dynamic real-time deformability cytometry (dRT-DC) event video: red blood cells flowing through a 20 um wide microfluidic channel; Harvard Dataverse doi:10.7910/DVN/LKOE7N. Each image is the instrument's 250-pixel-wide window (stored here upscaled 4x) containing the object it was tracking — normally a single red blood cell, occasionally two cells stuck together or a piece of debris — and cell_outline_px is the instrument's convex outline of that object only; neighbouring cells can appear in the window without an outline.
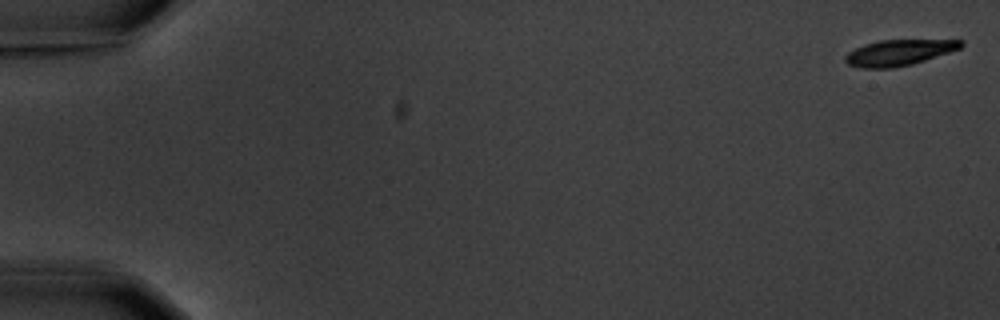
{"species": "common noctule bat (a hibernating species)", "species_latin": "Nyctalus noctula", "temperature_condition": "warm", "stored_images_in_passage": 5, "camera_frame_rate_fps": 3000, "um_per_image_px": 0.085, "animal": {"sex": "male", "body_mass_g": 20.1, "forearm_length_mm": 53.5}, "frame": {"image": 1, "passage_image": 1, "time_ms": 0.0, "image_size_px": [1000, 320], "cell_outline_px": [[964, 44], [960, 48], [912, 64], [892, 68], [860, 68], [848, 64], [844, 60], [844, 56], [848, 52], [864, 44], [880, 40], [964, 40]], "centroid_in_image_um": [76.37, 4.47], "position_along_channel_um": 8.6, "area_um2": 17.28}}
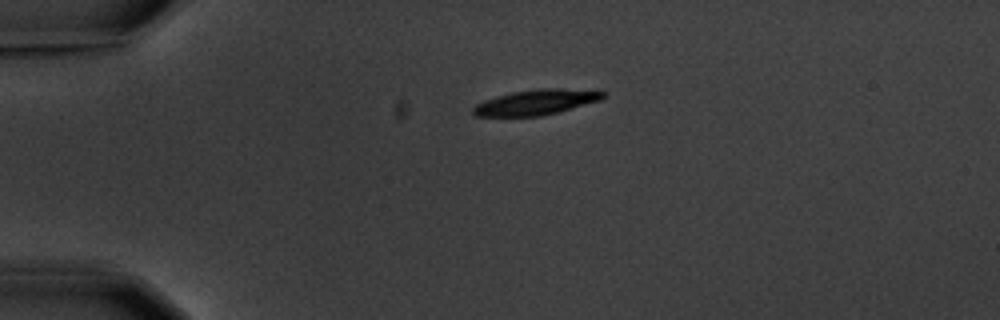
{"frame": {"image": 2, "passage_image": 4, "time_ms": 4.333, "image_size_px": [1000, 320], "cell_outline_px": [[608, 92], [600, 100], [556, 112], [540, 116], [476, 116], [472, 112], [472, 108], [476, 104], [484, 100], [496, 96], [512, 92], [540, 88], [600, 88]], "centroid_in_image_um": [45.66, 8.65], "position_along_channel_um": 39.3, "area_um2": 19.48}}